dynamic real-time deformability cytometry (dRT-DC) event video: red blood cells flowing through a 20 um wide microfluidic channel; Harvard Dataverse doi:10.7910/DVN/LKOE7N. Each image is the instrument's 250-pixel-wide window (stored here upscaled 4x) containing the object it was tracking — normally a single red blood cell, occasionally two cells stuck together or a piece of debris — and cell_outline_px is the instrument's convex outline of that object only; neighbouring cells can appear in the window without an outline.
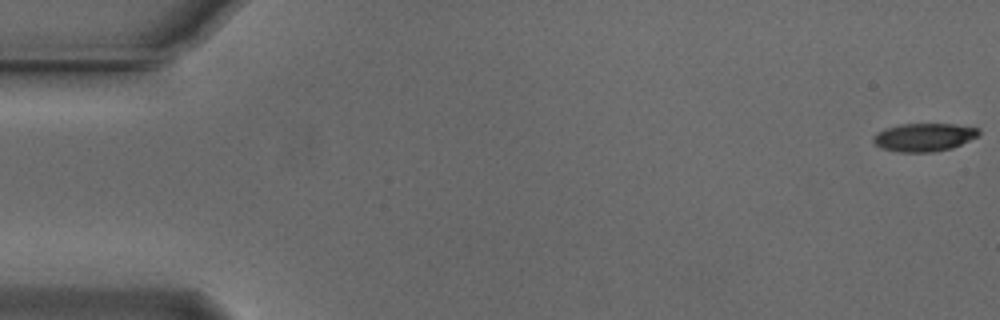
{"species": "Egyptian fruit bat (a non-hibernating species)", "species_latin": "Rousettus aegyptiacus", "temperature_condition": "cold", "stored_images_in_passage": 9, "camera_frame_rate_fps": 3000, "um_per_image_px": 0.085, "animal": {"sex": "male"}, "frame": {"image": 1, "passage_image": 1, "time_ms": 0.0, "image_size_px": [1000, 320], "cell_outline_px": [[980, 136], [952, 148], [932, 152], [900, 152], [880, 148], [872, 140], [872, 136], [888, 128], [900, 124], [956, 124], [980, 128]], "centroid_in_image_um": [78.59, 11.67], "position_along_channel_um": 6.4, "area_um2": 17.34}}